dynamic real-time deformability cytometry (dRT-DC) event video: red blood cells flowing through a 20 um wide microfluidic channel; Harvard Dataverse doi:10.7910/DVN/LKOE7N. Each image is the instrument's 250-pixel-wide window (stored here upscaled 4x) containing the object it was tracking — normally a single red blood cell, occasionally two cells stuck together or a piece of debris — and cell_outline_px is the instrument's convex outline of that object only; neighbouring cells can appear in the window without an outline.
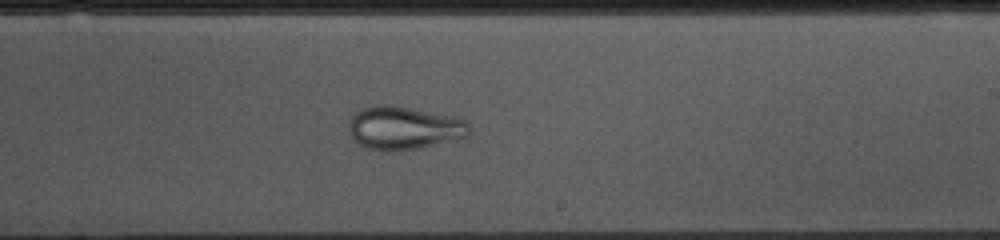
{"species": "common noctule bat (a hibernating species)", "species_latin": "Nyctalus noctula", "temperature_condition": "cold", "stored_images_in_passage": 53, "camera_frame_rate_fps": 3000, "um_per_image_px": 0.085, "animal": {"sex": "female", "body_mass_g": 10.0, "forearm_length_mm": 53.1}, "frame": {"image": 1, "passage_image": 30, "time_ms": 9.667, "image_size_px": [1000, 240], "cell_outline_px": [[468, 136], [464, 140], [420, 148], [368, 148], [352, 140], [348, 128], [348, 124], [352, 116], [360, 108], [380, 104], [392, 104], [456, 116], [468, 120]], "centroid_in_image_um": [34.4, 10.83], "position_along_channel_um": 254.6, "area_um2": 30.52}}
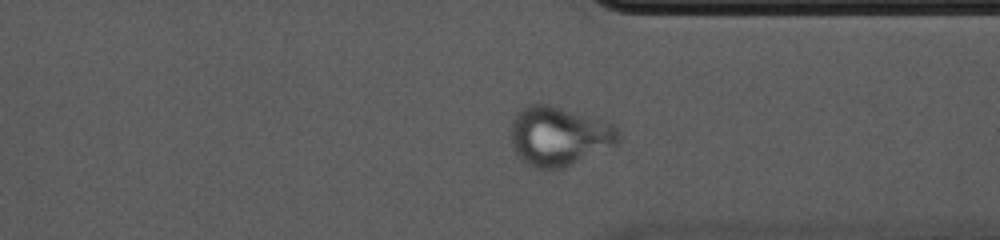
{"frame": {"image": 2, "passage_image": 39, "time_ms": 12.667, "image_size_px": [1000, 240], "cell_outline_px": [[620, 140], [616, 144], [564, 168], [536, 168], [528, 164], [516, 152], [508, 136], [512, 120], [516, 112], [520, 108], [528, 104], [548, 104], [616, 124], [620, 132]], "centroid_in_image_um": [47.49, 11.54], "position_along_channel_um": 363.9, "area_um2": 37.22}}
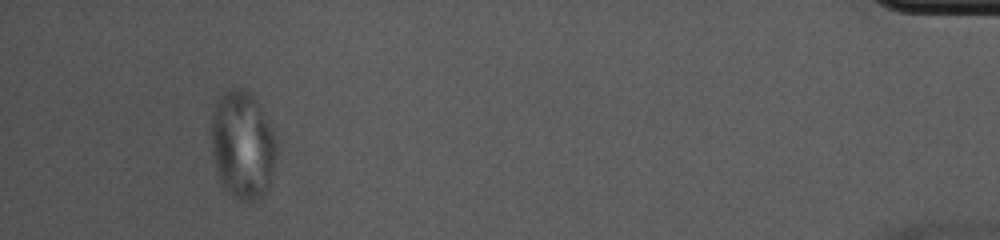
{"frame": {"image": 3, "passage_image": 49, "time_ms": 16.0, "image_size_px": [1000, 240], "cell_outline_px": [[276, 156], [268, 192], [264, 196], [252, 204], [244, 204], [236, 200], [224, 188], [216, 172], [212, 152], [212, 112], [216, 100], [224, 92], [232, 88], [244, 88], [256, 100], [272, 128], [276, 136]], "centroid_in_image_um": [20.63, 12.4], "position_along_channel_um": 414.6, "area_um2": 41.79}}